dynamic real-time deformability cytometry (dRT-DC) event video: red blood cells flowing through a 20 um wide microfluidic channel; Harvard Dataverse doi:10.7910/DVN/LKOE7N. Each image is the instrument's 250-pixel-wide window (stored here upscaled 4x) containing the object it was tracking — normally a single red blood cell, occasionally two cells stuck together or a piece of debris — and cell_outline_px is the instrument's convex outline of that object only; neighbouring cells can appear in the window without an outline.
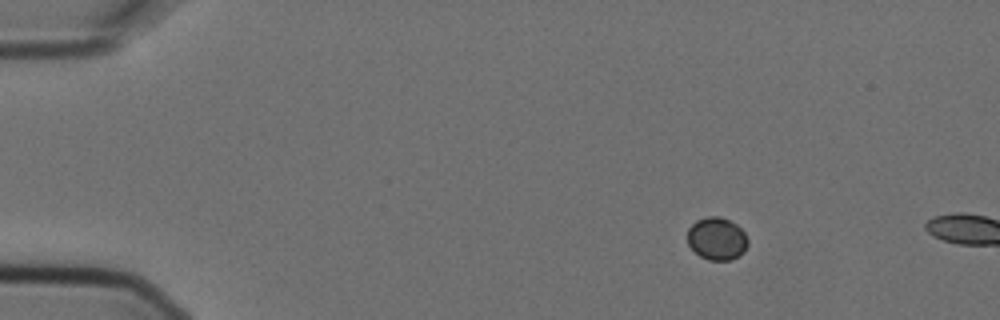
{"species": "Egyptian fruit bat (a non-hibernating species)", "species_latin": "Rousettus aegyptiacus", "temperature_condition": "cold", "stored_images_in_passage": 2, "camera_frame_rate_fps": 3000, "um_per_image_px": 0.085, "animal": {"sex": "female"}, "frame": {"image": 1, "passage_image": 1, "time_ms": 0.0, "image_size_px": [1000, 320], "cell_outline_px": [[748, 244], [744, 252], [740, 256], [732, 260], [708, 260], [700, 256], [688, 244], [688, 228], [696, 220], [708, 216], [720, 216], [736, 224], [744, 232], [748, 240]], "centroid_in_image_um": [60.95, 20.29], "position_along_channel_um": 24.1, "area_um2": 15.09}}